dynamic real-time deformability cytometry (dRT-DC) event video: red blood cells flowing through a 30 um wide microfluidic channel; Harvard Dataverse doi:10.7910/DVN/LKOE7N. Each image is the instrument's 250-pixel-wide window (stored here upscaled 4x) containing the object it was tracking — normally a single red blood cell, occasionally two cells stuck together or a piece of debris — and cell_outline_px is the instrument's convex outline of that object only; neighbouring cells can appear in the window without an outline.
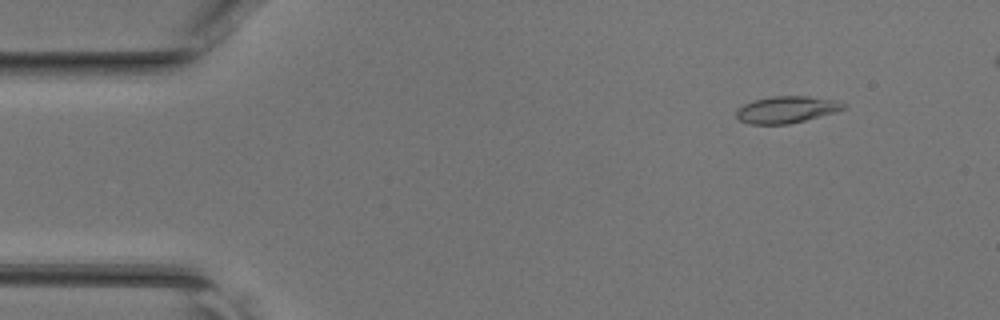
{"species": "common noctule bat (a hibernating species)", "species_latin": "Nyctalus noctula", "temperature_condition": "room temperature", "stored_images_in_passage": 42, "camera_frame_rate_fps": 3000, "um_per_image_px": 0.085, "animal": {"sex": "female", "body_mass_g": 17.0, "forearm_length_mm": 48.0}, "frame": {"image": 1, "passage_image": 2, "time_ms": 0.333, "image_size_px": [1000, 320], "cell_outline_px": [[848, 104], [844, 108], [832, 112], [804, 120], [788, 124], [748, 124], [740, 120], [736, 116], [736, 108], [752, 100], [772, 96], [808, 96], [840, 100]], "centroid_in_image_um": [66.83, 9.3], "position_along_channel_um": 18.2, "area_um2": 16.76}}
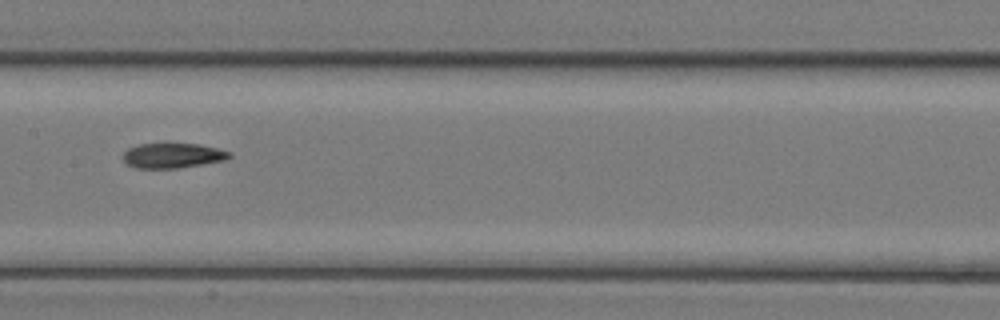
{"frame": {"image": 2, "passage_image": 20, "time_ms": 6.333, "image_size_px": [1000, 320], "cell_outline_px": [[232, 156], [224, 160], [176, 168], [136, 168], [128, 164], [124, 160], [124, 152], [128, 148], [140, 144], [200, 144], [216, 148], [228, 152]], "centroid_in_image_um": [14.65, 13.22], "position_along_channel_um": 192.7, "area_um2": 15.09}}
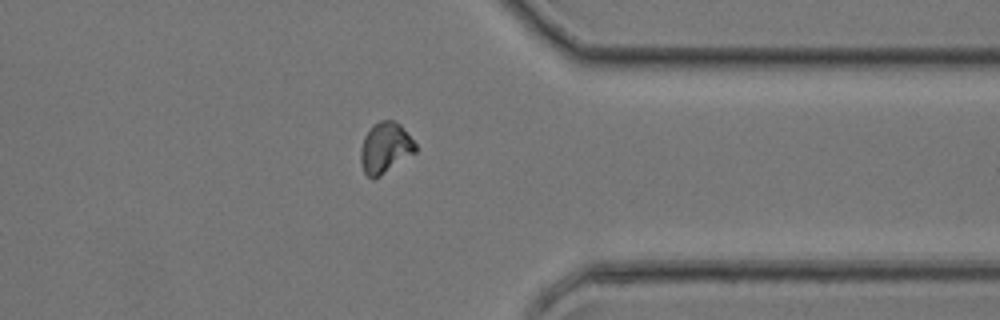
{"frame": {"image": 3, "passage_image": 33, "time_ms": 10.667, "image_size_px": [1000, 320], "cell_outline_px": [[416, 152], [380, 176], [372, 180], [364, 172], [360, 160], [360, 152], [364, 136], [372, 124], [380, 120], [396, 120], [400, 124], [416, 144]], "centroid_in_image_um": [32.73, 12.55], "position_along_channel_um": 378.7, "area_um2": 16.3}}